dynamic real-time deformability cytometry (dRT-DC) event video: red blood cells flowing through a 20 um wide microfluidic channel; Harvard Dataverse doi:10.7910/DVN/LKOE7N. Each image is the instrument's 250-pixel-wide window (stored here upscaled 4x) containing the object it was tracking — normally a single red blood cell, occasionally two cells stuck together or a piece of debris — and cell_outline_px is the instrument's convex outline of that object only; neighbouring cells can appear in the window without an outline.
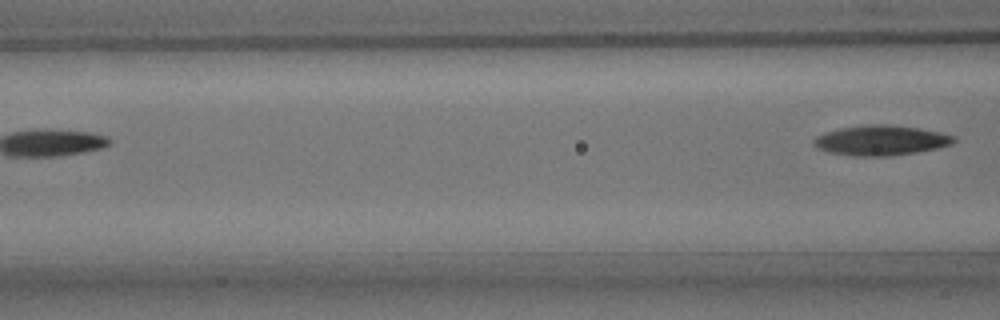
{"species": "common noctule bat (a hibernating species)", "species_latin": "Nyctalus noctula", "temperature_condition": "room temperature", "stored_images_in_passage": 4, "camera_frame_rate_fps": 3000, "um_per_image_px": 0.085, "animal": {"sex": "male", "body_mass_g": 15.6}, "frame": {"image": 1, "passage_image": 4, "time_ms": 3.667, "image_size_px": [1000, 320], "cell_outline_px": [[956, 140], [952, 144], [936, 148], [916, 152], [888, 156], [856, 156], [828, 152], [816, 148], [812, 144], [812, 140], [816, 136], [824, 132], [840, 128], [868, 124], [888, 124], [916, 128], [940, 132], [956, 136]], "centroid_in_image_um": [74.84, 11.93], "position_along_channel_um": 91.8, "area_um2": 24.57}}